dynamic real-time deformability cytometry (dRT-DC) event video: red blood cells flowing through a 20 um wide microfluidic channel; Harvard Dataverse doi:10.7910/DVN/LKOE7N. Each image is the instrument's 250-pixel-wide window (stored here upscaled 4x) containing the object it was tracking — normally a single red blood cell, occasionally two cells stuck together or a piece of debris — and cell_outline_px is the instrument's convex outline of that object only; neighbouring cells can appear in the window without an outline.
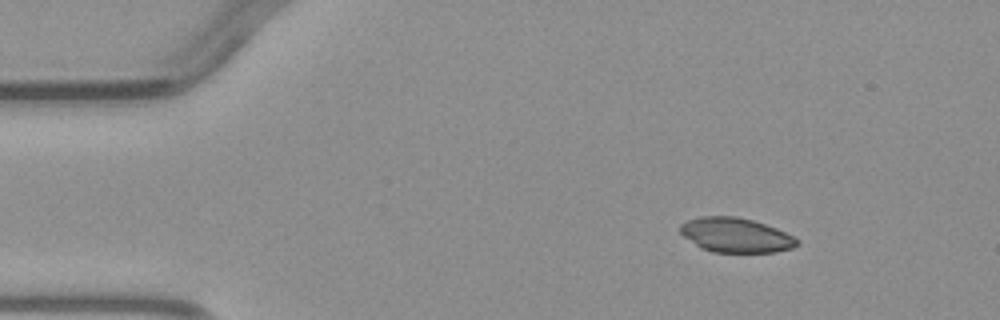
{"species": "common noctule bat (a hibernating species)", "species_latin": "Nyctalus noctula", "temperature_condition": "warm", "stored_images_in_passage": 3, "camera_frame_rate_fps": 3000, "um_per_image_px": 0.085, "animal": {"sex": "male", "body_mass_g": 23.1, "forearm_length_mm": 52.7}, "frame": {"image": 1, "passage_image": 1, "time_ms": 0.0, "image_size_px": [1000, 320], "cell_outline_px": [[800, 244], [792, 248], [776, 252], [712, 252], [700, 248], [684, 236], [680, 232], [680, 224], [688, 220], [700, 216], [736, 216], [752, 220], [776, 228], [800, 240]], "centroid_in_image_um": [62.54, 19.99], "position_along_channel_um": 22.5, "area_um2": 23.52}}
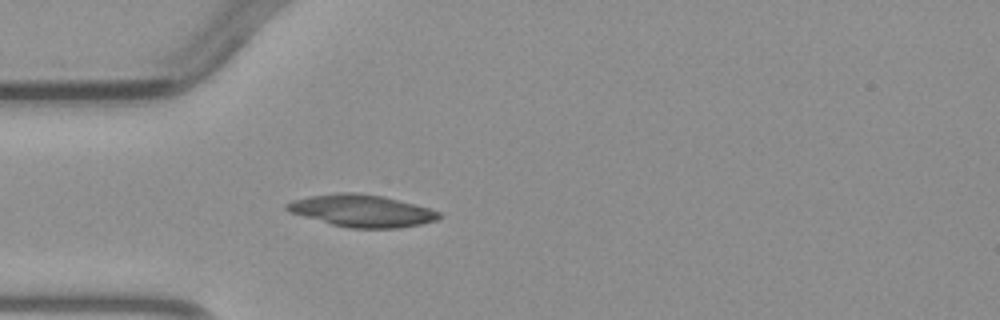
{"frame": {"image": 2, "passage_image": 3, "time_ms": 2.333, "image_size_px": [1000, 320], "cell_outline_px": [[440, 216], [436, 220], [420, 224], [400, 228], [348, 228], [332, 224], [288, 212], [284, 208], [284, 204], [292, 200], [308, 196], [336, 192], [356, 192], [384, 196], [428, 208], [440, 212]], "centroid_in_image_um": [30.69, 17.9], "position_along_channel_um": 54.3, "area_um2": 28.55}}